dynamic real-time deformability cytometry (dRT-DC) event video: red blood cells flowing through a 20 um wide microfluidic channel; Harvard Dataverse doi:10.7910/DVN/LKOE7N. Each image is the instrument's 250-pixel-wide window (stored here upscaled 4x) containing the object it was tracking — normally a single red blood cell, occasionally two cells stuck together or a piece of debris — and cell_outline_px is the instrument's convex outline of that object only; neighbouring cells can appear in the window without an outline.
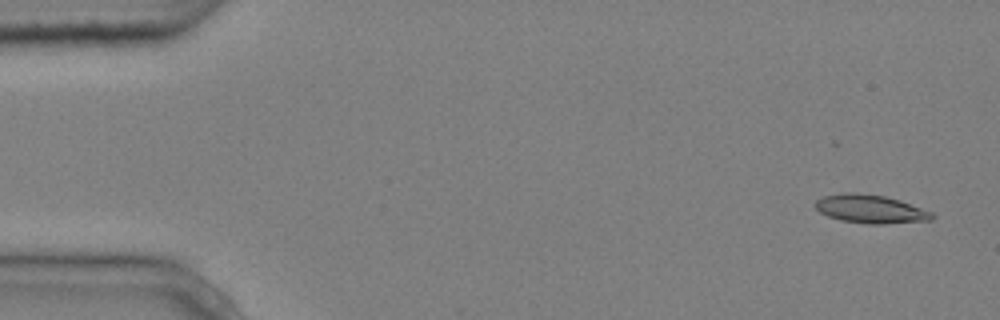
{"species": "common noctule bat (a hibernating species)", "species_latin": "Nyctalus noctula", "temperature_condition": "cold", "stored_images_in_passage": 2, "segment_of_instrument_passage": [2, 2], "camera_frame_rate_fps": 3000, "um_per_image_px": 0.085, "animal": {"sex": "male", "body_mass_g": 20.4}, "frame": {"image": 1, "passage_image": 2, "time_ms": 0.333, "image_size_px": [1000, 320], "cell_outline_px": [[936, 216], [932, 220], [884, 224], [868, 224], [840, 220], [828, 216], [820, 212], [812, 204], [816, 200], [824, 196], [844, 192], [856, 192], [884, 196], [900, 200], [932, 212]], "centroid_in_image_um": [73.98, 17.76], "position_along_channel_um": 11.0, "area_um2": 19.48}}